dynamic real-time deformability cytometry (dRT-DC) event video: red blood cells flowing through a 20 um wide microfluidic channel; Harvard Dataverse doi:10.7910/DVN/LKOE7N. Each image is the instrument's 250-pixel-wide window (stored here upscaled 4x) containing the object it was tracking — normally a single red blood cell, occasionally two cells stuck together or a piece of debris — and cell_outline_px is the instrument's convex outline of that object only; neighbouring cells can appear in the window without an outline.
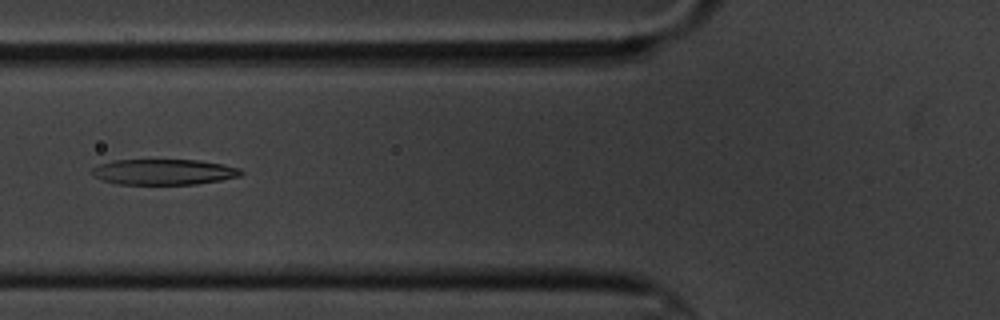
{"species": "common noctule bat (a hibernating species)", "species_latin": "Nyctalus noctula", "temperature_condition": "cold", "stored_images_in_passage": 12, "camera_frame_rate_fps": 3000, "um_per_image_px": 0.085, "animal": {"sex": "male", "body_mass_g": 20.1, "forearm_length_mm": 53.5}, "frame": {"image": 1, "passage_image": 3, "time_ms": 2.333, "image_size_px": [1000, 320], "cell_outline_px": [[244, 172], [240, 176], [220, 180], [196, 184], [116, 184], [104, 180], [96, 176], [92, 172], [92, 168], [100, 164], [112, 160], [196, 160], [224, 164], [240, 168]], "centroid_in_image_um": [13.95, 14.61], "position_along_channel_um": 111.8, "area_um2": 22.14}}
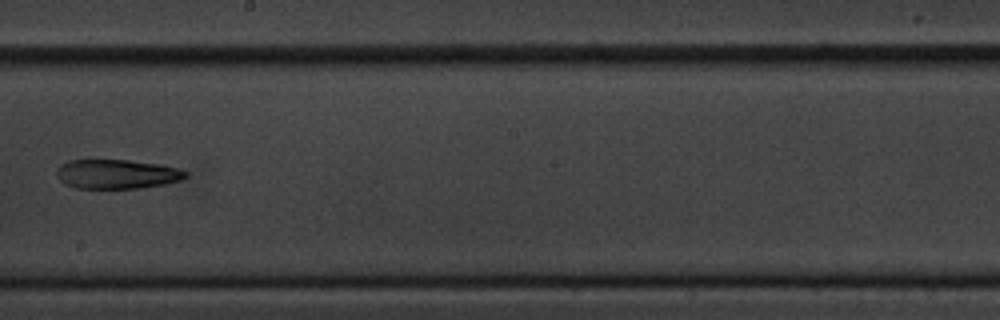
{"frame": {"image": 2, "passage_image": 6, "time_ms": 6.0, "image_size_px": [1000, 320], "cell_outline_px": [[188, 176], [180, 180], [164, 184], [136, 188], [76, 188], [64, 184], [56, 176], [56, 168], [60, 164], [68, 160], [128, 160], [160, 164], [180, 168], [188, 172]], "centroid_in_image_um": [9.91, 14.79], "position_along_channel_um": 238.3, "area_um2": 22.2}}
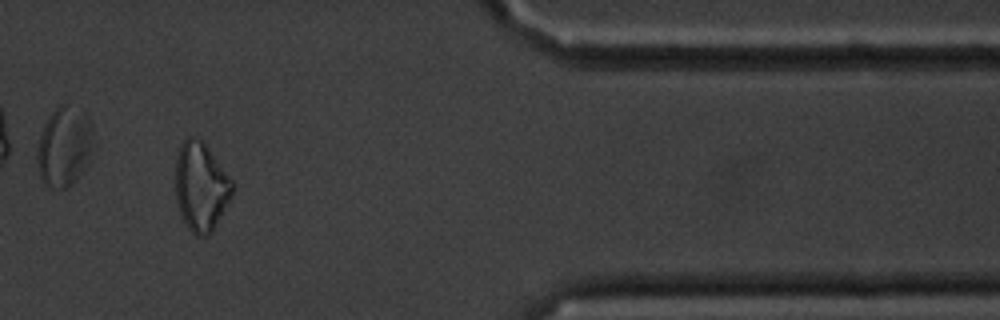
{"frame": {"image": 3, "passage_image": 10, "time_ms": 11.333, "image_size_px": [1000, 320], "cell_outline_px": [[236, 188], [212, 232], [208, 236], [196, 236], [188, 228], [180, 212], [176, 200], [176, 156], [180, 144], [188, 136], [192, 136], [200, 140], [204, 144], [236, 184]], "centroid_in_image_um": [17.09, 15.88], "position_along_channel_um": 394.3, "area_um2": 29.36}}